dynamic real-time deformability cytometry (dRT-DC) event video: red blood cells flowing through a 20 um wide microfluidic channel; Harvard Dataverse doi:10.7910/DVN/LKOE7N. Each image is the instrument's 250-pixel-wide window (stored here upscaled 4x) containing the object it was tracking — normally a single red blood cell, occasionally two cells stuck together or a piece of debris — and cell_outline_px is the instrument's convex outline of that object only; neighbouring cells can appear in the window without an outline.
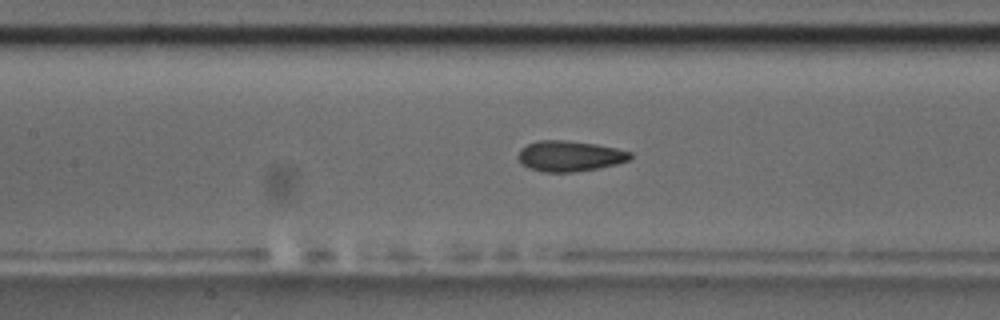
{"species": "common noctule bat (a hibernating species)", "species_latin": "Nyctalus noctula", "temperature_condition": "room temperature", "stored_images_in_passage": 43, "camera_frame_rate_fps": 3000, "um_per_image_px": 0.085, "animal": {"sex": "male", "body_mass_g": 17.5, "forearm_length_mm": 52.3}, "frame": {"image": 1, "passage_image": 13, "time_ms": 4.0, "image_size_px": [1000, 320], "cell_outline_px": [[632, 156], [628, 160], [616, 164], [596, 168], [572, 172], [544, 172], [528, 168], [520, 164], [516, 156], [520, 148], [536, 140], [564, 140], [596, 144], [616, 148], [632, 152]], "centroid_in_image_um": [48.36, 13.26], "position_along_channel_um": 159.0, "area_um2": 20.11}}
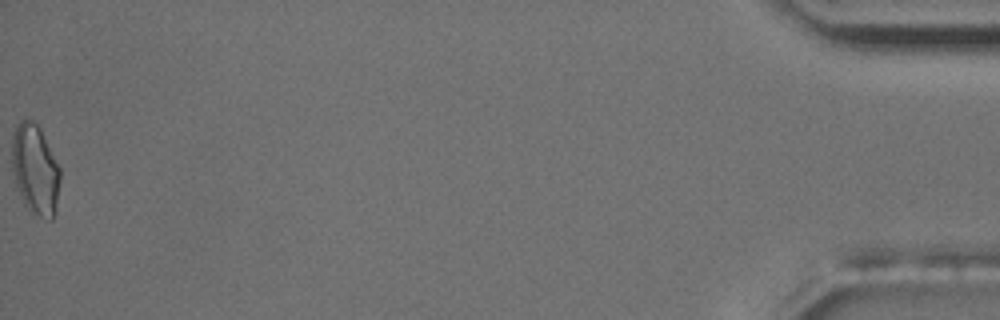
{"frame": {"image": 2, "passage_image": 43, "time_ms": 14.0, "image_size_px": [1000, 320], "cell_outline_px": [[60, 180], [56, 204], [52, 220], [48, 220], [32, 212], [24, 204], [16, 188], [12, 172], [12, 136], [16, 124], [20, 120], [28, 116], [40, 128], [60, 168]], "centroid_in_image_um": [2.96, 14.37], "position_along_channel_um": 432.2, "area_um2": 25.49}, "authors_computed_cell_mechanics": {"area_um2": 19.7098, "velocity_mm_per_s": 3.72, "shape_relaxation_time_tau1_ms": 4.8814, "shape_relaxation_time_tau2_ms": 1.4266, "deformation_change_tau1": 0.1226, "deformation_change_tau2": 0.0695}}